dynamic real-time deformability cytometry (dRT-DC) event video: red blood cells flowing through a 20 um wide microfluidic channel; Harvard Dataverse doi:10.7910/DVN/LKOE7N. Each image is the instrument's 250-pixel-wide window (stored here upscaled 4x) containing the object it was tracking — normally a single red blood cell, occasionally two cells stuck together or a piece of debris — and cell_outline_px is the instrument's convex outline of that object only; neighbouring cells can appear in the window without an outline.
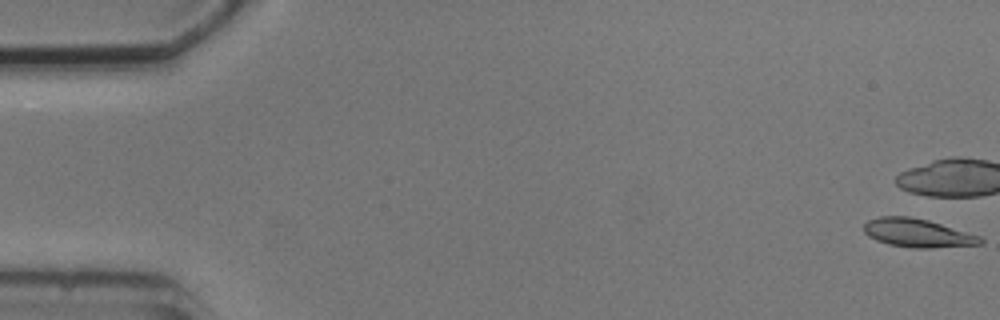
{"species": "common noctule bat (a hibernating species)", "species_latin": "Nyctalus noctula", "temperature_condition": "cold", "stored_images_in_passage": 7, "camera_frame_rate_fps": 3000, "um_per_image_px": 0.085, "animal": {"sex": "male", "body_mass_g": 20.5, "forearm_length_mm": 52.5}, "frame": {"image": 1, "passage_image": 1, "time_ms": 0.0, "image_size_px": [1000, 320], "cell_outline_px": [[984, 244], [932, 248], [912, 248], [888, 244], [876, 240], [868, 236], [864, 232], [864, 224], [868, 220], [880, 216], [908, 216], [928, 220], [980, 236], [984, 240]], "centroid_in_image_um": [77.99, 19.81], "position_along_channel_um": 7.0, "area_um2": 19.36}}